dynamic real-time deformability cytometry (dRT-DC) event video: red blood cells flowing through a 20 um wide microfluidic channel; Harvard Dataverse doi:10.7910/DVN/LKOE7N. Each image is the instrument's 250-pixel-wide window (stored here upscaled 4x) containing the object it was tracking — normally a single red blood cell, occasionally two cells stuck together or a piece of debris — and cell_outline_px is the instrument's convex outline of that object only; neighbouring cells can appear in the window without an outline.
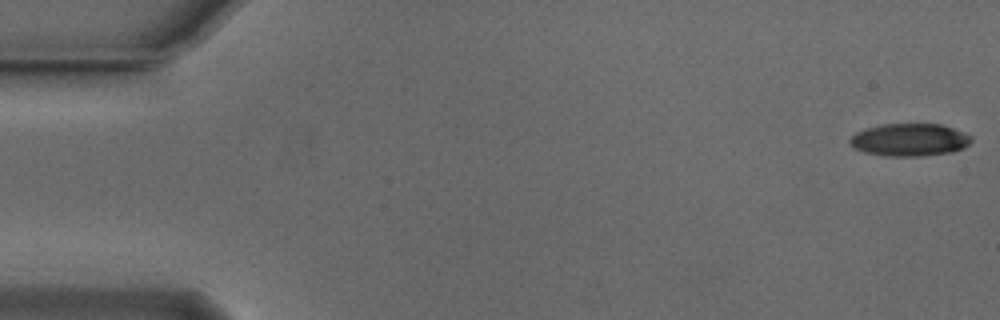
{"species": "Egyptian fruit bat (a non-hibernating species)", "species_latin": "Rousettus aegyptiacus", "temperature_condition": "cold", "stored_images_in_passage": 17, "camera_frame_rate_fps": 3000, "um_per_image_px": 0.085, "animal": {"sex": "male"}, "frame": {"image": 1, "passage_image": 1, "time_ms": 0.0, "image_size_px": [1000, 320], "cell_outline_px": [[972, 140], [964, 148], [952, 152], [920, 156], [884, 156], [864, 152], [856, 148], [848, 140], [856, 132], [868, 128], [884, 124], [940, 124], [964, 132], [972, 136]], "centroid_in_image_um": [77.34, 11.89], "position_along_channel_um": 7.7, "area_um2": 22.95}}
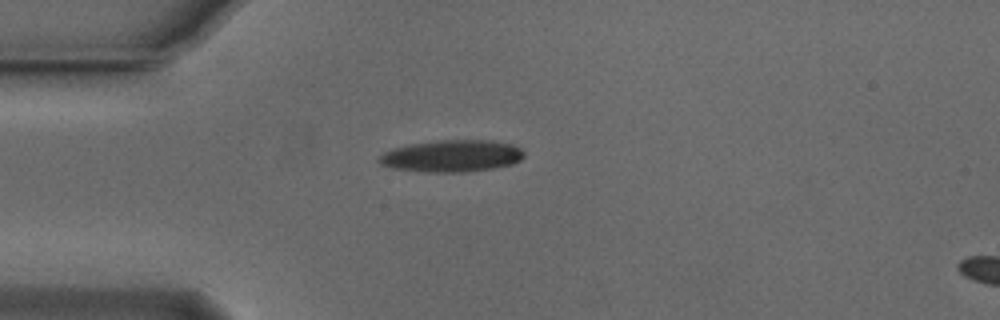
{"frame": {"image": 2, "passage_image": 14, "time_ms": 4.333, "image_size_px": [1000, 320], "cell_outline_px": [[524, 156], [520, 160], [512, 164], [492, 168], [468, 172], [424, 172], [392, 168], [380, 164], [376, 160], [384, 152], [392, 148], [412, 144], [440, 140], [492, 140], [512, 144], [520, 148], [524, 152]], "centroid_in_image_um": [38.4, 13.26], "position_along_channel_um": 46.6, "area_um2": 27.05}}